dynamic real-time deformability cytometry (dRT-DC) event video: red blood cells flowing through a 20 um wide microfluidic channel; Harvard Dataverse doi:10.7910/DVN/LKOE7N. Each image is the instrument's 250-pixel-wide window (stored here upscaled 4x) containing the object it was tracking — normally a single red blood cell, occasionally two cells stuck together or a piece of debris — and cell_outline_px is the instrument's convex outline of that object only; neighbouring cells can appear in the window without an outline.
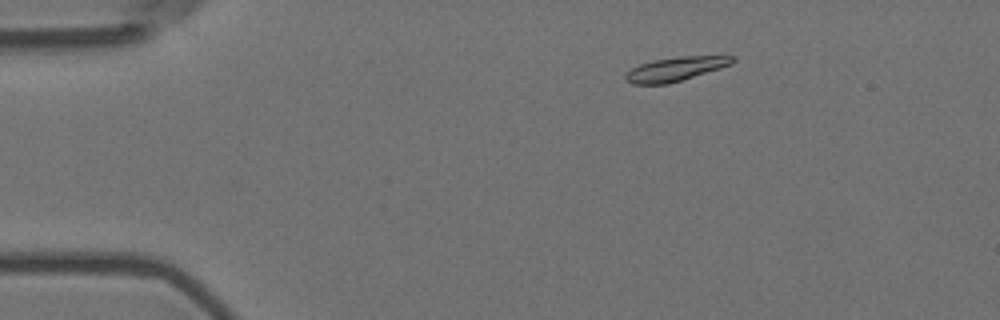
{"species": "Egyptian fruit bat (a non-hibernating species)", "species_latin": "Rousettus aegyptiacus", "temperature_condition": "room temperature", "stored_images_in_passage": 7, "camera_frame_rate_fps": 3000, "um_per_image_px": 0.085, "animal": {"sex": "female"}, "frame": {"image": 1, "passage_image": 3, "time_ms": 0.667, "image_size_px": [1000, 320], "cell_outline_px": [[736, 60], [732, 64], [720, 68], [668, 84], [632, 84], [624, 76], [632, 68], [640, 64], [652, 60], [680, 56], [736, 56]], "centroid_in_image_um": [57.44, 5.85], "position_along_channel_um": 27.6, "area_um2": 14.8}}
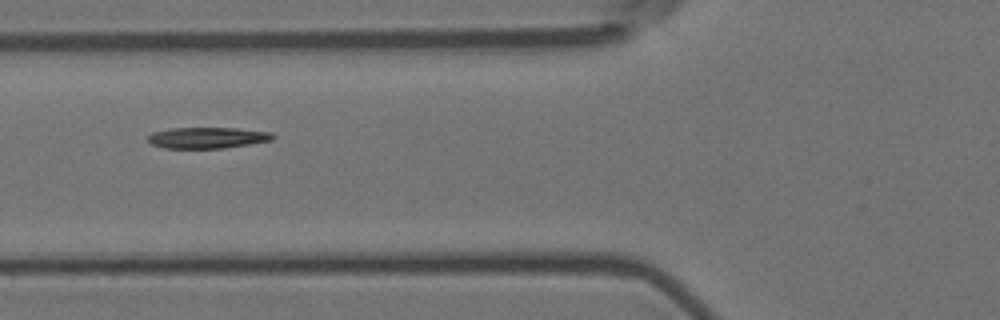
{"frame": {"image": 2, "passage_image": 6, "time_ms": 1.667, "image_size_px": [1000, 320], "cell_outline_px": [[276, 136], [272, 140], [224, 148], [164, 148], [152, 144], [148, 140], [148, 136], [152, 132], [172, 128], [236, 128], [272, 132]], "centroid_in_image_um": [17.64, 11.7], "position_along_channel_um": 108.2, "area_um2": 15.32}}
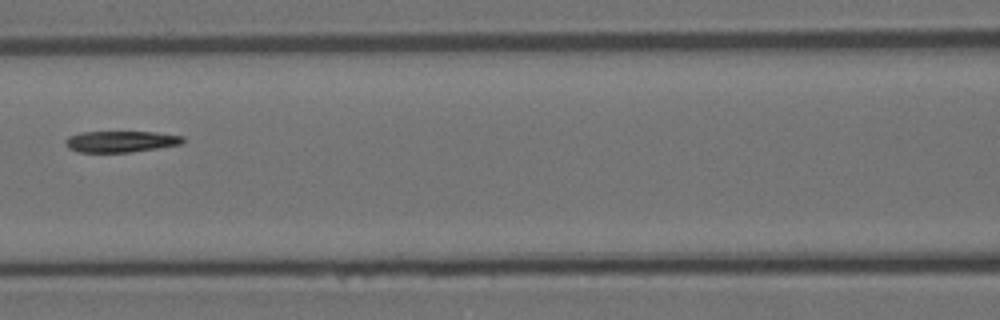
{"frame": {"image": 3, "passage_image": 7, "time_ms": 2.0, "image_size_px": [1000, 320], "cell_outline_px": [[184, 140], [180, 144], [156, 148], [128, 152], [80, 152], [68, 148], [64, 144], [64, 140], [68, 136], [80, 132], [156, 132], [184, 136]], "centroid_in_image_um": [10.22, 12.02], "position_along_channel_um": 156.4, "area_um2": 14.51}}